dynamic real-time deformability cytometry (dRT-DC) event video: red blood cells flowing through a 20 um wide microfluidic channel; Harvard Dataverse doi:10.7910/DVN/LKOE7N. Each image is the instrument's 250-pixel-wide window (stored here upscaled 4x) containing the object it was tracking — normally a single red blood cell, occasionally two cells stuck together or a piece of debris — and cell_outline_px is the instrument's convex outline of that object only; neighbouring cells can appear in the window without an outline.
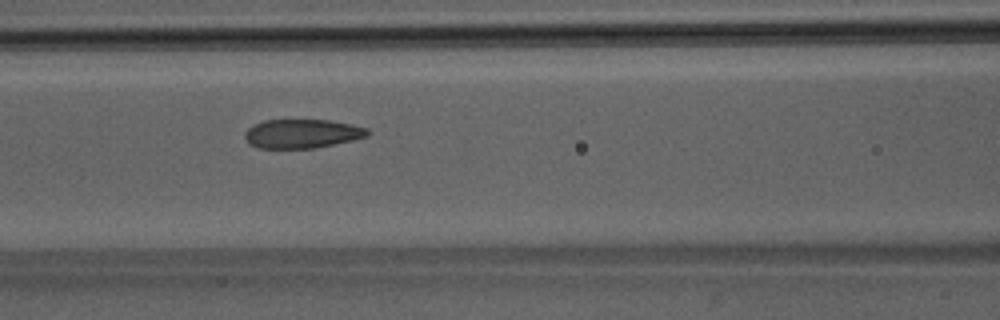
{"species": "Egyptian fruit bat (a non-hibernating species)", "species_latin": "Rousettus aegyptiacus", "temperature_condition": "room temperature", "stored_images_in_passage": 45, "camera_frame_rate_fps": 3000, "um_per_image_px": 0.085, "animal": {"sex": "male"}, "frame": {"image": 1, "passage_image": 16, "time_ms": 5.0, "image_size_px": [1000, 320], "cell_outline_px": [[372, 132], [368, 136], [352, 140], [316, 148], [256, 148], [248, 144], [244, 136], [244, 132], [252, 124], [264, 120], [328, 120], [352, 124], [368, 128]], "centroid_in_image_um": [25.66, 11.36], "position_along_channel_um": 140.9, "area_um2": 20.98}}
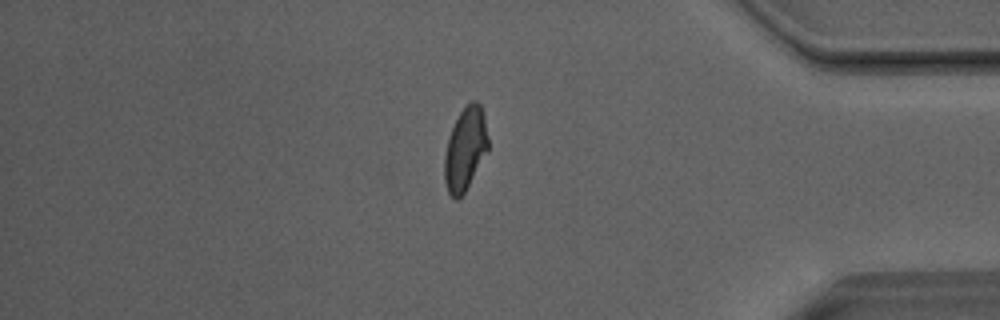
{"frame": {"image": 2, "passage_image": 37, "time_ms": 12.0, "image_size_px": [1000, 320], "cell_outline_px": [[488, 148], [464, 192], [456, 200], [448, 192], [444, 180], [444, 156], [448, 136], [460, 112], [472, 100], [476, 100], [480, 104], [484, 116], [488, 136]], "centroid_in_image_um": [39.53, 12.64], "position_along_channel_um": 395.7, "area_um2": 20.69}}
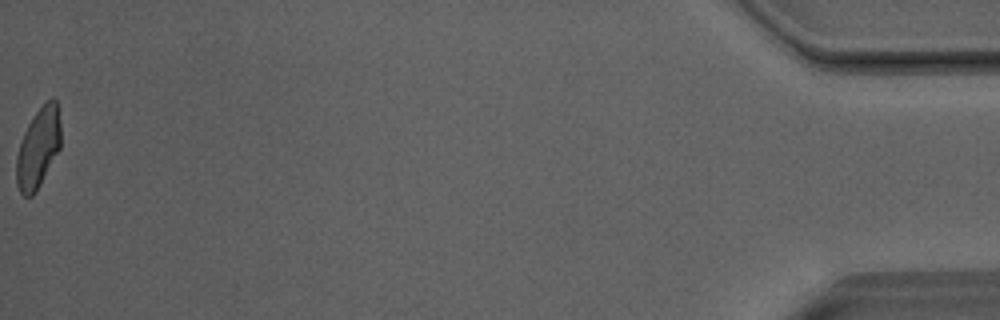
{"frame": {"image": 3, "passage_image": 45, "time_ms": 14.667, "image_size_px": [1000, 320], "cell_outline_px": [[60, 148], [36, 192], [32, 196], [24, 196], [20, 192], [16, 184], [16, 156], [24, 132], [28, 124], [36, 112], [52, 96], [56, 100], [60, 124]], "centroid_in_image_um": [3.24, 12.6], "position_along_channel_um": 432.0, "area_um2": 20.52}, "authors_computed_cell_mechanics": {"area_um2": 21.7328, "velocity_mm_per_s": 4.0503, "shape_relaxation_time_tau1_ms": 5.0666, "shape_relaxation_time_tau2_ms": 0.8936, "deformation_change_tau1": 0.1474, "deformation_change_tau2": 0.051}}